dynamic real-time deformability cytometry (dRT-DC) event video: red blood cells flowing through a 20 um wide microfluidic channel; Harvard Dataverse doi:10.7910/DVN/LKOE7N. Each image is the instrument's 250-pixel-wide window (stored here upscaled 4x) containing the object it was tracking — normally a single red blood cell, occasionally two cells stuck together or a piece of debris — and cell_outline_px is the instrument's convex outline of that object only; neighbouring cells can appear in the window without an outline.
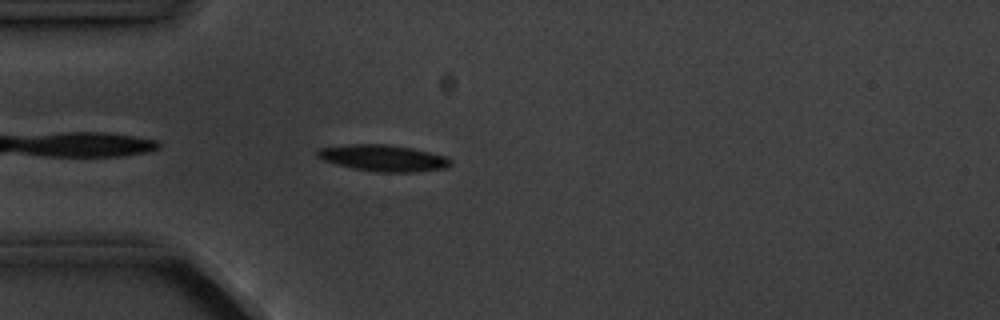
{"species": "common noctule bat (a hibernating species)", "species_latin": "Nyctalus noctula", "temperature_condition": "cold", "stored_images_in_passage": 4, "camera_frame_rate_fps": 3000, "um_per_image_px": 0.085, "animal": {"sex": "male", "body_mass_g": 20.1, "forearm_length_mm": 53.5}, "frame": {"image": 1, "passage_image": 4, "time_ms": 3.333, "image_size_px": [1000, 320], "cell_outline_px": [[452, 164], [444, 168], [412, 172], [376, 172], [352, 168], [336, 164], [324, 160], [316, 156], [316, 152], [320, 148], [348, 144], [388, 144], [412, 148], [448, 156], [452, 160]], "centroid_in_image_um": [32.59, 13.43], "position_along_channel_um": 52.4, "area_um2": 20.58}}